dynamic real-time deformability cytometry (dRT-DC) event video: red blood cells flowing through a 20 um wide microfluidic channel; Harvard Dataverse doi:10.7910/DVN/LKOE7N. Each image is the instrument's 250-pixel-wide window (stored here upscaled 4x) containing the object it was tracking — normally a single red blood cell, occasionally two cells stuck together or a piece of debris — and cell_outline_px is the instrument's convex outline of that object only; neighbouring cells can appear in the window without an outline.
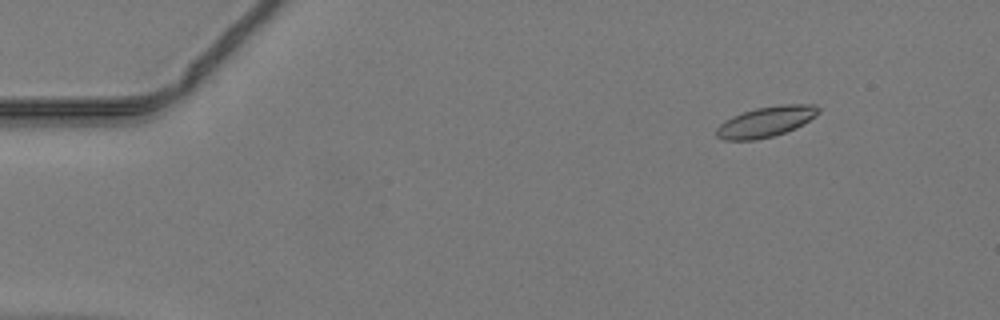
{"species": "common noctule bat (a hibernating species)", "species_latin": "Nyctalus noctula", "temperature_condition": "warm", "stored_images_in_passage": 11, "camera_frame_rate_fps": 3000, "um_per_image_px": 0.085, "animal": {"sex": "male", "body_mass_g": 19.2, "forearm_length_mm": 51.8}, "frame": {"image": 1, "passage_image": 6, "time_ms": 1.667, "image_size_px": [1000, 320], "cell_outline_px": [[820, 112], [796, 128], [772, 136], [756, 140], [724, 140], [716, 136], [716, 128], [724, 120], [732, 116], [756, 108], [780, 104], [816, 104], [820, 108]], "centroid_in_image_um": [65.09, 10.34], "position_along_channel_um": 19.9, "area_um2": 18.09}}